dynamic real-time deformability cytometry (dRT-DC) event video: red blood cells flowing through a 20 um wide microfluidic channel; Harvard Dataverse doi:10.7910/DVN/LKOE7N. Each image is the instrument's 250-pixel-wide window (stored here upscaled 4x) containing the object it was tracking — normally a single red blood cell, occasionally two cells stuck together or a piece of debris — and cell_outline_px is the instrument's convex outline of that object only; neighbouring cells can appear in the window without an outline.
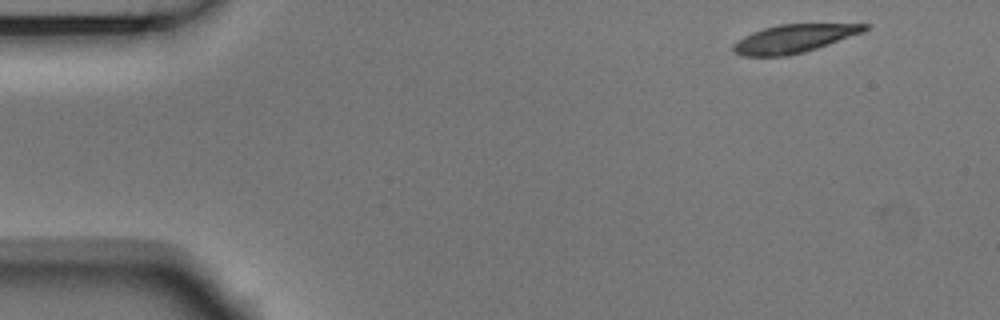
{"species": "Egyptian fruit bat (a non-hibernating species)", "species_latin": "Rousettus aegyptiacus", "temperature_condition": "room temperature", "stored_images_in_passage": 4, "camera_frame_rate_fps": 3000, "um_per_image_px": 0.085, "animal": {"sex": "male"}, "frame": {"image": 1, "passage_image": 1, "time_ms": 0.0, "image_size_px": [1000, 320], "cell_outline_px": [[872, 24], [864, 32], [804, 52], [788, 56], [740, 56], [732, 52], [732, 44], [744, 36], [752, 32], [764, 28], [780, 24]], "centroid_in_image_um": [67.44, 3.29], "position_along_channel_um": 17.6, "area_um2": 21.62}}